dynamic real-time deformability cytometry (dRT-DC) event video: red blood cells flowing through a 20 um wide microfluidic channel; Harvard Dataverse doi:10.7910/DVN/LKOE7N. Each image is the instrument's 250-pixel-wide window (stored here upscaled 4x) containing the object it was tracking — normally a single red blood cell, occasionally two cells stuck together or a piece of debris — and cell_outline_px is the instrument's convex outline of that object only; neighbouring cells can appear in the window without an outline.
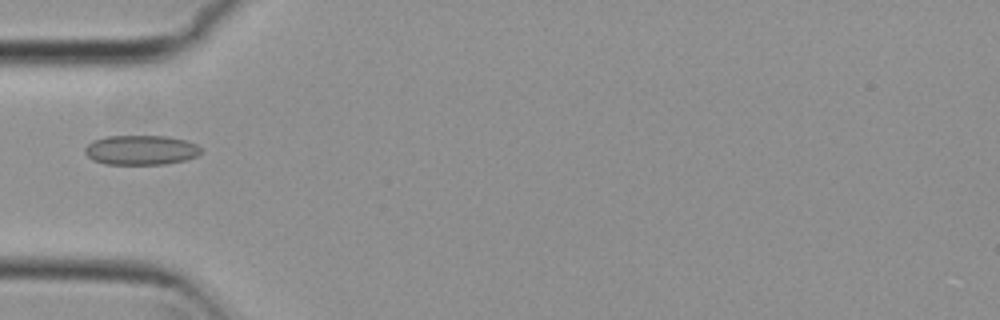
{"species": "common noctule bat (a hibernating species)", "species_latin": "Nyctalus noctula", "temperature_condition": "cold", "stored_images_in_passage": 3, "camera_frame_rate_fps": 3000, "um_per_image_px": 0.085, "animal": {"sex": "female", "body_mass_g": 29.2, "forearm_length_mm": 56.3}, "frame": {"image": 1, "passage_image": 3, "time_ms": 0.667, "image_size_px": [1000, 320], "cell_outline_px": [[204, 152], [196, 156], [184, 160], [164, 164], [104, 164], [92, 160], [84, 152], [84, 148], [92, 140], [108, 136], [168, 136], [188, 140], [196, 144]], "centroid_in_image_um": [11.98, 12.75], "position_along_channel_um": 73.0, "area_um2": 20.23}}